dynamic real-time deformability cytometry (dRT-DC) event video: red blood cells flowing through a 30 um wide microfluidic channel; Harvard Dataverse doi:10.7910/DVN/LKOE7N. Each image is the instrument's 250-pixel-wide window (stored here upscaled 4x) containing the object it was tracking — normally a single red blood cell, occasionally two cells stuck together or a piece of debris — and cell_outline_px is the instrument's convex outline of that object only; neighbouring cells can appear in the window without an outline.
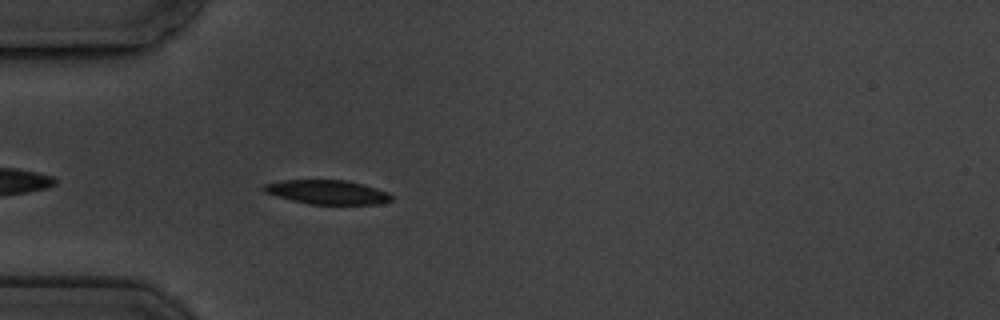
{"species": "common noctule bat (a hibernating species)", "species_latin": "Nyctalus noctula", "temperature_condition": "cold", "stored_images_in_passage": 4, "camera_frame_rate_fps": 3000, "um_per_image_px": 0.085, "animal": {"sex": "male", "body_mass_g": 19.5, "forearm_length_mm": 54.6}, "frame": {"image": 1, "passage_image": 4, "time_ms": 4.333, "image_size_px": [1000, 320], "cell_outline_px": [[392, 200], [380, 204], [312, 204], [292, 200], [264, 192], [260, 188], [264, 184], [280, 180], [348, 180], [364, 184], [388, 192], [392, 196]], "centroid_in_image_um": [27.82, 16.32], "position_along_channel_um": 57.2, "area_um2": 17.98}}